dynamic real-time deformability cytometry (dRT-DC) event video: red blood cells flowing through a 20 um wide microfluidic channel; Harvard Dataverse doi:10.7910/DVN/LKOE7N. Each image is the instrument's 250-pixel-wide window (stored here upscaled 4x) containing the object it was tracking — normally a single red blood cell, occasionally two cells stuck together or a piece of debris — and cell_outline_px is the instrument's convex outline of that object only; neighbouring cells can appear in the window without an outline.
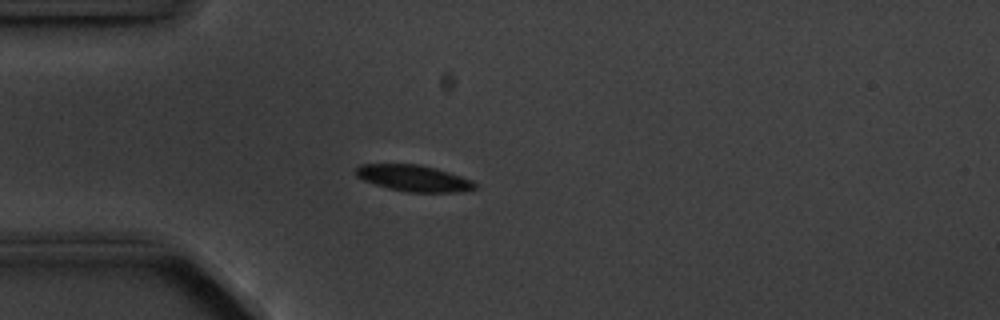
{"species": "common noctule bat (a hibernating species)", "species_latin": "Nyctalus noctula", "temperature_condition": "cold", "stored_images_in_passage": 4, "camera_frame_rate_fps": 3000, "um_per_image_px": 0.085, "animal": {"sex": "male", "body_mass_g": 20.1, "forearm_length_mm": 53.5}, "frame": {"image": 1, "passage_image": 3, "time_ms": 3.333, "image_size_px": [1000, 320], "cell_outline_px": [[476, 188], [460, 192], [408, 192], [388, 188], [364, 180], [356, 176], [356, 168], [360, 164], [420, 164], [436, 168], [472, 180], [476, 184]], "centroid_in_image_um": [35.17, 15.14], "position_along_channel_um": 49.8, "area_um2": 18.15}}